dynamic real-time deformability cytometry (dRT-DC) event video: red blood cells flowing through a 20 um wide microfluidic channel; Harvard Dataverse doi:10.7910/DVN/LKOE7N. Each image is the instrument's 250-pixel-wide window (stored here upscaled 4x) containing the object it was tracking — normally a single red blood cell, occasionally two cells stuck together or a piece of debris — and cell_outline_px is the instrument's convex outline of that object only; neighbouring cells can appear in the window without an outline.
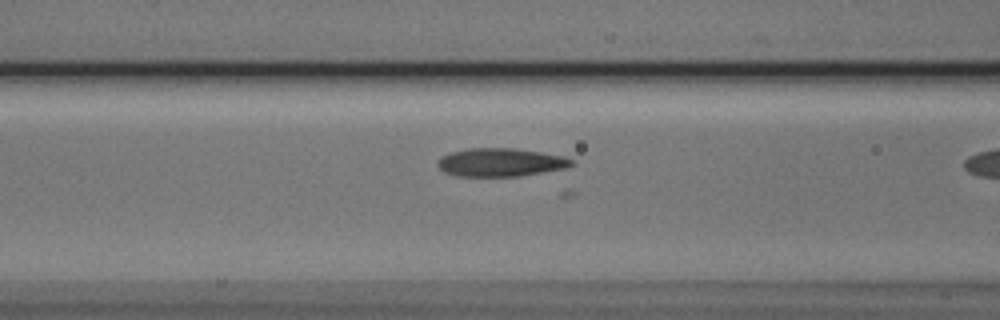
{"species": "Egyptian fruit bat (a non-hibernating species)", "species_latin": "Rousettus aegyptiacus", "temperature_condition": "cold", "stored_images_in_passage": 29, "camera_frame_rate_fps": 3000, "um_per_image_px": 0.085, "animal": {"sex": "male"}, "frame": {"image": 1, "passage_image": 8, "time_ms": 2.333, "image_size_px": [1000, 320], "cell_outline_px": [[576, 164], [568, 168], [516, 176], [456, 176], [444, 172], [436, 164], [436, 160], [440, 156], [452, 152], [468, 148], [516, 148], [564, 156], [576, 160]], "centroid_in_image_um": [42.57, 13.79], "position_along_channel_um": 124.0, "area_um2": 22.31}}